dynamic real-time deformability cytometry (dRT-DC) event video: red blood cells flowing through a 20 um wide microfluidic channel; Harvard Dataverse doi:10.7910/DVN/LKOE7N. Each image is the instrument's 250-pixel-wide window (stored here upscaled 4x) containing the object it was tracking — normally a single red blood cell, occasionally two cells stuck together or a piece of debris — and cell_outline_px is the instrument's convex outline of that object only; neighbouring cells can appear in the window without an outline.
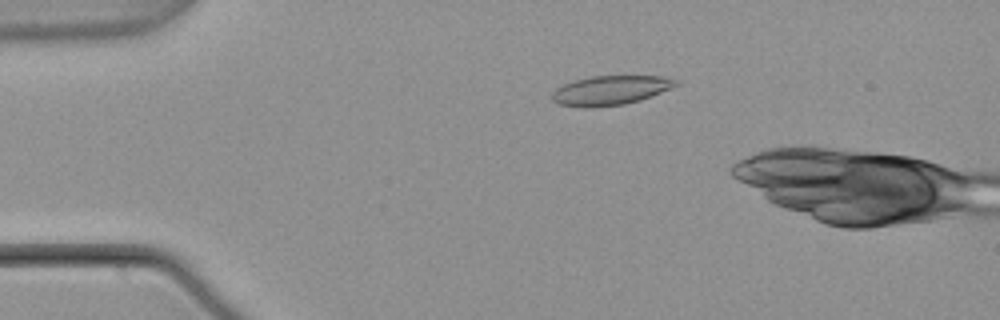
{"species": "common noctule bat (a hibernating species)", "species_latin": "Nyctalus noctula", "temperature_condition": "warm", "stored_images_in_passage": 6, "camera_frame_rate_fps": 3000, "um_per_image_px": 0.085, "animal": {"sex": "male", "body_mass_g": 21.5, "forearm_length_mm": 52.0}, "frame": {"image": 1, "passage_image": 3, "time_ms": 0.667, "image_size_px": [1000, 320], "cell_outline_px": [[680, 84], [652, 96], [640, 100], [624, 104], [592, 108], [580, 108], [560, 104], [552, 100], [552, 92], [556, 88], [564, 84], [576, 80], [592, 76], [664, 76], [680, 80]], "centroid_in_image_um": [51.91, 7.68], "position_along_channel_um": 33.1, "area_um2": 21.33}}